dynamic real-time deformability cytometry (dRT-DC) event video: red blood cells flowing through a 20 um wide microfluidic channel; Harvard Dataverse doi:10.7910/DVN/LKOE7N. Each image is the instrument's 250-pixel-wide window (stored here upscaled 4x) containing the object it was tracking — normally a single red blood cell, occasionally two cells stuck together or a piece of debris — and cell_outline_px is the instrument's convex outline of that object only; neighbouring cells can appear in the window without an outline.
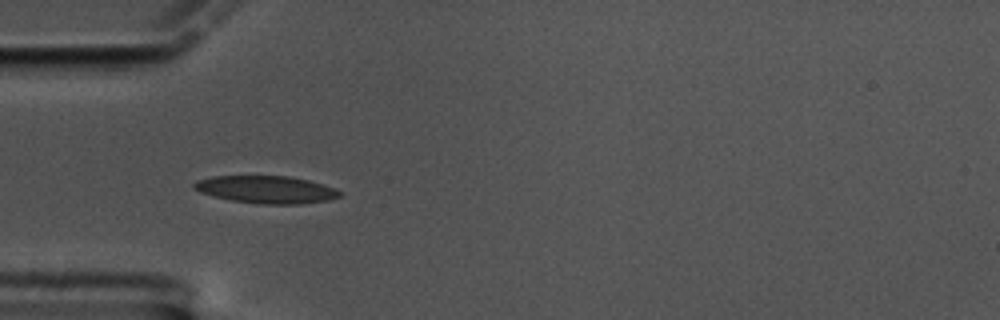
{"species": "common noctule bat (a hibernating species)", "species_latin": "Nyctalus noctula", "temperature_condition": "cold", "stored_images_in_passage": 27, "camera_frame_rate_fps": 3000, "um_per_image_px": 0.085, "animal": {"sex": "male", "body_mass_g": 17.5, "forearm_length_mm": 52.3}, "frame": {"image": 1, "passage_image": 5, "time_ms": 1.333, "image_size_px": [1000, 320], "cell_outline_px": [[340, 196], [328, 200], [300, 204], [260, 204], [232, 200], [212, 196], [200, 192], [192, 188], [192, 184], [196, 180], [212, 176], [288, 176], [308, 180], [332, 188], [340, 192]], "centroid_in_image_um": [22.55, 16.11], "position_along_channel_um": 62.4, "area_um2": 23.18}}